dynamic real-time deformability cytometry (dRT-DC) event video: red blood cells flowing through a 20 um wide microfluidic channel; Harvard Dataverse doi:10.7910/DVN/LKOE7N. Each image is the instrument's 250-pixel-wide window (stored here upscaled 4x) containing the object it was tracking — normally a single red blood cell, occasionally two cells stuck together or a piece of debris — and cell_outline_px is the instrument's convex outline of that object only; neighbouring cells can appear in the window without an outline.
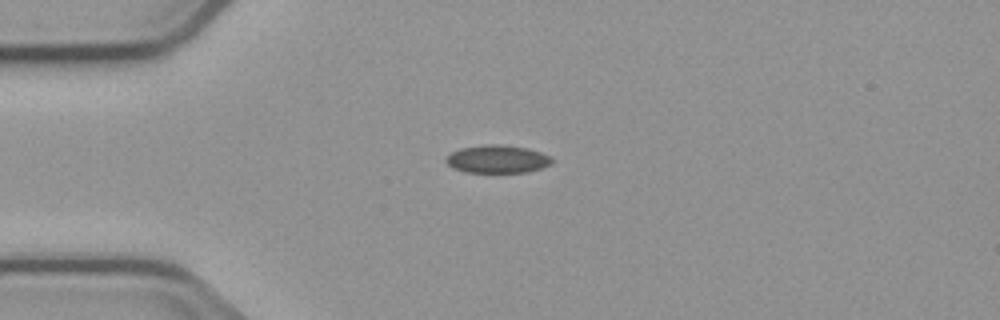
{"species": "common noctule bat (a hibernating species)", "species_latin": "Nyctalus noctula", "temperature_condition": "cold", "stored_images_in_passage": 5, "camera_frame_rate_fps": 3000, "um_per_image_px": 0.085, "animal": {"sex": "male", "body_mass_g": 23.1, "forearm_length_mm": 52.7}, "frame": {"image": 1, "passage_image": 1, "time_ms": 0.0, "image_size_px": [1000, 320], "cell_outline_px": [[552, 164], [528, 172], [464, 172], [452, 168], [444, 160], [452, 152], [460, 148], [488, 144], [500, 144], [528, 148], [552, 156]], "centroid_in_image_um": [42.28, 13.52], "position_along_channel_um": 42.7, "area_um2": 17.28}}
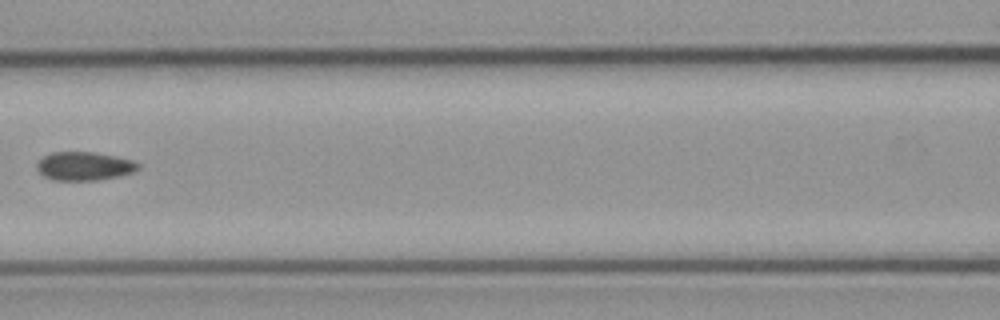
{"frame": {"image": 2, "passage_image": 4, "time_ms": 3.667, "image_size_px": [1000, 320], "cell_outline_px": [[140, 168], [132, 172], [100, 180], [52, 180], [44, 176], [36, 168], [36, 164], [44, 156], [52, 152], [92, 152], [132, 160], [140, 164]], "centroid_in_image_um": [7.14, 14.12], "position_along_channel_um": 159.5, "area_um2": 16.65}}
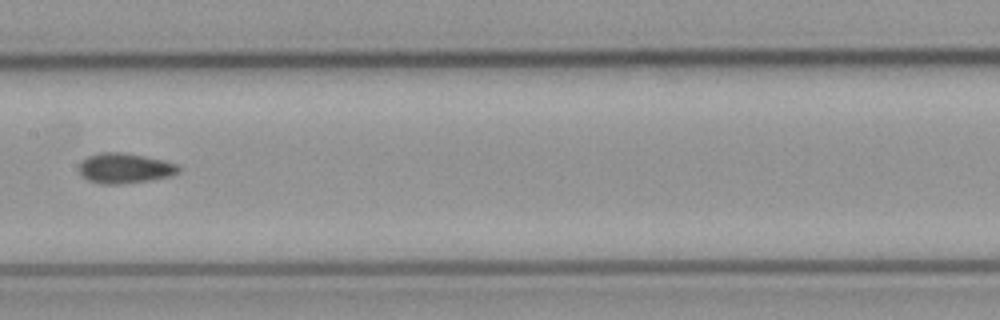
{"frame": {"image": 3, "passage_image": 5, "time_ms": 4.667, "image_size_px": [1000, 320], "cell_outline_px": [[180, 172], [172, 176], [148, 180], [120, 184], [100, 184], [88, 180], [80, 172], [80, 160], [88, 156], [100, 152], [124, 152], [164, 160], [180, 164]], "centroid_in_image_um": [10.64, 14.29], "position_along_channel_um": 196.8, "area_um2": 17.63}}